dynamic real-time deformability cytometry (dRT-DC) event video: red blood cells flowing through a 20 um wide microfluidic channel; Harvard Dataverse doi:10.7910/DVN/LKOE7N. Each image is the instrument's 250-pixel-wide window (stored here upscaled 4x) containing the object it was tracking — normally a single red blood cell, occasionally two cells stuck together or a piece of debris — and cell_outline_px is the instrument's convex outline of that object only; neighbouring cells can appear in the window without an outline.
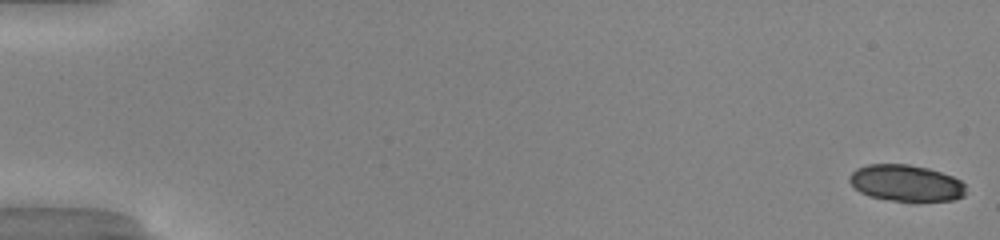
{"species": "common noctule bat (a hibernating species)", "species_latin": "Nyctalus noctula", "temperature_condition": "warm", "stored_images_in_passage": 52, "segment_of_instrument_passage": [1, 2], "camera_frame_rate_fps": 3000, "um_per_image_px": 0.085, "animal": {"sex": "male", "body_mass_g": 20.0, "forearm_length_mm": 53.3}, "frame": {"image": 1, "passage_image": 1, "time_ms": 0.0, "image_size_px": [1000, 240], "cell_outline_px": [[964, 196], [956, 200], [916, 204], [888, 200], [868, 196], [860, 192], [848, 180], [848, 176], [856, 168], [868, 164], [908, 164], [928, 168], [952, 176], [960, 180], [964, 184]], "centroid_in_image_um": [77.02, 15.61], "position_along_channel_um": 8.0, "area_um2": 25.55}}
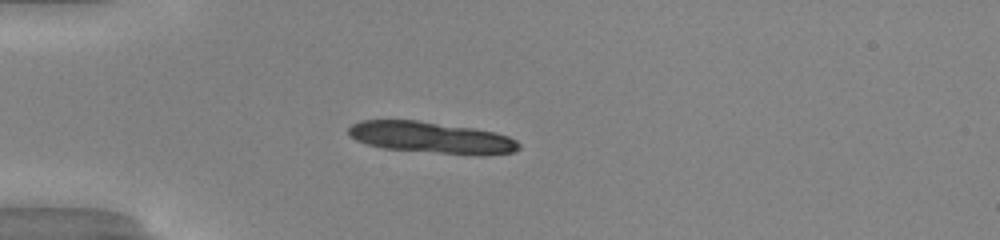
{"frame": {"image": 2, "passage_image": 15, "time_ms": 4.667, "image_size_px": [1000, 240], "cell_outline_px": [[520, 148], [516, 152], [488, 156], [476, 156], [384, 148], [368, 144], [356, 140], [348, 132], [348, 128], [352, 124], [360, 120], [416, 120], [472, 128], [496, 132], [508, 136], [516, 140], [520, 144]], "centroid_in_image_um": [36.74, 11.71], "position_along_channel_um": 48.3, "area_um2": 31.44}}